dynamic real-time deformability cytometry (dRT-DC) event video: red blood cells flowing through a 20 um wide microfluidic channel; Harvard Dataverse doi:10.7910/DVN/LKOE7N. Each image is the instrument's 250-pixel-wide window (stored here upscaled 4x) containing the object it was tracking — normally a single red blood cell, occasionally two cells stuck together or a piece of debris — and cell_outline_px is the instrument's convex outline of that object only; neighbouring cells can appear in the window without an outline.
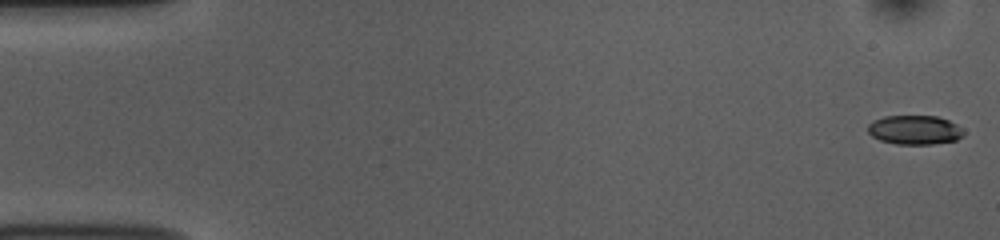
{"species": "common noctule bat (a hibernating species)", "species_latin": "Nyctalus noctula", "temperature_condition": "room temperature", "stored_images_in_passage": 53, "camera_frame_rate_fps": 3000, "um_per_image_px": 0.085, "animal": {"sex": "female", "body_mass_g": 10.0, "forearm_length_mm": 53.1}, "frame": {"image": 1, "passage_image": 1, "time_ms": 0.0, "image_size_px": [1000, 240], "cell_outline_px": [[964, 136], [956, 140], [932, 144], [896, 144], [880, 140], [872, 136], [868, 132], [868, 124], [872, 120], [884, 116], [936, 116], [948, 120], [956, 124], [964, 132]], "centroid_in_image_um": [77.73, 11.04], "position_along_channel_um": 7.3, "area_um2": 16.3}}
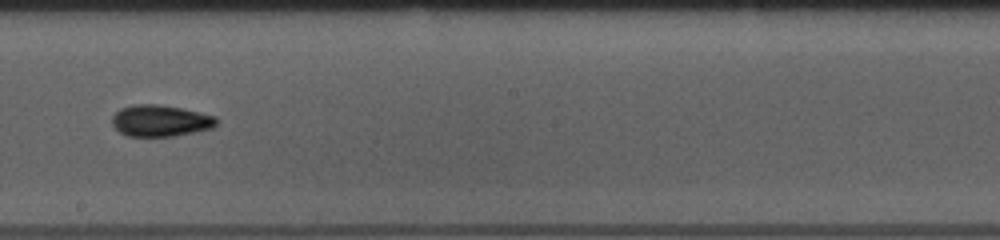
{"frame": {"image": 2, "passage_image": 30, "time_ms": 9.667, "image_size_px": [1000, 240], "cell_outline_px": [[216, 124], [212, 128], [172, 136], [128, 136], [120, 132], [112, 124], [112, 116], [120, 108], [132, 104], [160, 104], [200, 112], [216, 116]], "centroid_in_image_um": [13.6, 10.25], "position_along_channel_um": 234.6, "area_um2": 19.07}}
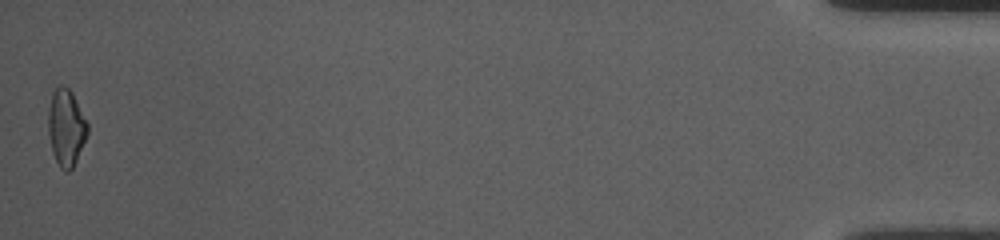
{"frame": {"image": 3, "passage_image": 53, "time_ms": 17.333, "image_size_px": [1000, 240], "cell_outline_px": [[88, 132], [76, 160], [72, 168], [68, 172], [64, 172], [60, 168], [52, 152], [48, 132], [48, 112], [52, 92], [60, 84], [64, 84], [72, 92], [88, 124]], "centroid_in_image_um": [5.6, 10.83], "position_along_channel_um": 429.6, "area_um2": 17.51}, "authors_computed_cell_mechanics": {"area_um2": 17.7446, "velocity_mm_per_s": 3.774, "shape_relaxation_time_tau1_ms": 5.7371, "shape_relaxation_time_tau2_ms": 6.6069, "deformation_change_tau1": 0.1322, "deformation_change_tau2": 0.1402}}